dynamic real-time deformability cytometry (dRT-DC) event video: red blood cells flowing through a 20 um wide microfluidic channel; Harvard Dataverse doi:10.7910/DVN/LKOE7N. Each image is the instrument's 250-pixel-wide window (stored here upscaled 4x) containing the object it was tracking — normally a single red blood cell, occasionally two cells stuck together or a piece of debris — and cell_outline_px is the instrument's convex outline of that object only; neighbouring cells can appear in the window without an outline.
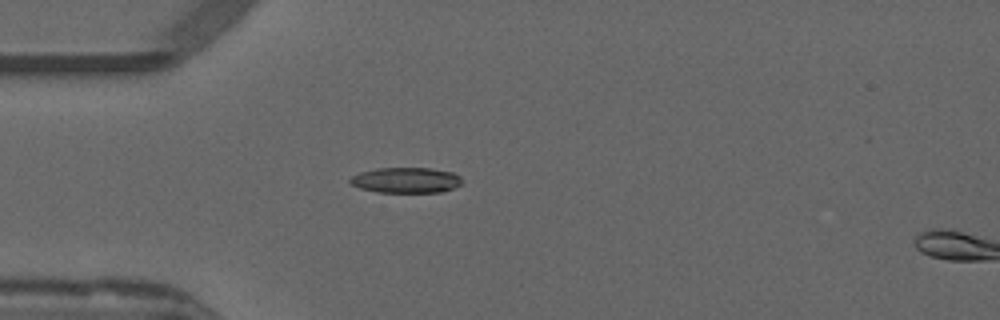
{"species": "common noctule bat (a hibernating species)", "species_latin": "Nyctalus noctula", "temperature_condition": "warm", "stored_images_in_passage": 3, "camera_frame_rate_fps": 3000, "um_per_image_px": 0.085, "animal": {"sex": "male", "forearm_length_mm": 52.5}, "frame": {"image": 1, "passage_image": 1, "time_ms": 0.0, "image_size_px": [1000, 320], "cell_outline_px": [[460, 184], [452, 188], [440, 192], [376, 192], [360, 188], [352, 184], [348, 180], [352, 176], [360, 172], [376, 168], [432, 168], [452, 172], [460, 176]], "centroid_in_image_um": [34.48, 15.31], "position_along_channel_um": 50.5, "area_um2": 16.53}}